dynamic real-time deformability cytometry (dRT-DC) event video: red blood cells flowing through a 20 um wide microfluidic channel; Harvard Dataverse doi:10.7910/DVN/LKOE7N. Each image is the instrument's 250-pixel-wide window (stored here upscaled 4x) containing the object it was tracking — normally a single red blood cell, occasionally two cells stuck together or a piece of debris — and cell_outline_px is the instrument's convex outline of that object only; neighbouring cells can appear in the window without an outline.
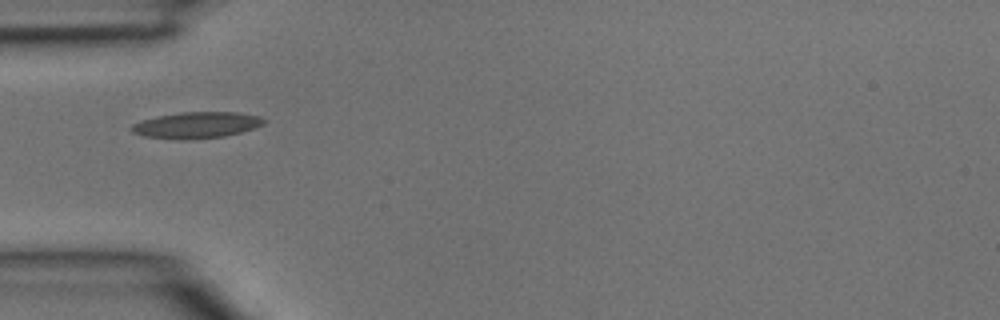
{"species": "common noctule bat (a hibernating species)", "species_latin": "Nyctalus noctula", "temperature_condition": "room temperature", "stored_images_in_passage": 2, "camera_frame_rate_fps": 3000, "um_per_image_px": 0.085, "animal": {"sex": "male", "body_mass_g": 15.6}, "frame": {"image": 1, "passage_image": 1, "time_ms": 0.0, "image_size_px": [1000, 320], "cell_outline_px": [[268, 120], [264, 124], [240, 132], [224, 136], [188, 140], [180, 140], [144, 136], [132, 132], [128, 128], [132, 124], [140, 120], [180, 112], [240, 112], [260, 116]], "centroid_in_image_um": [16.69, 10.63], "position_along_channel_um": 68.3, "area_um2": 20.4}}
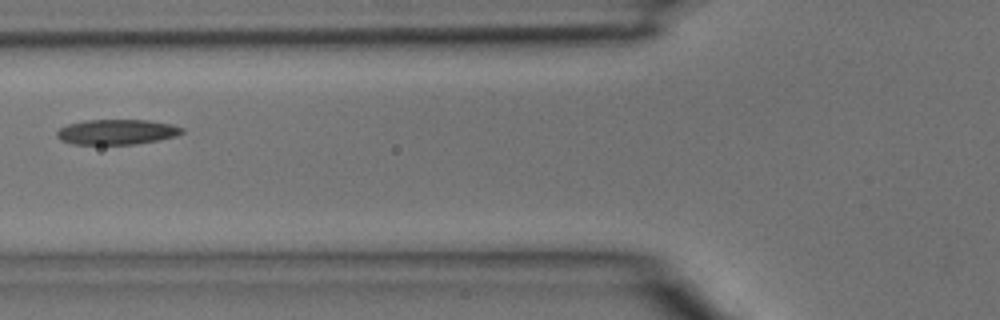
{"frame": {"image": 2, "passage_image": 2, "time_ms": 0.333, "image_size_px": [1000, 320], "cell_outline_px": [[184, 132], [176, 136], [160, 140], [136, 144], [72, 144], [60, 140], [56, 136], [56, 132], [60, 128], [68, 124], [84, 120], [148, 120], [172, 124], [184, 128]], "centroid_in_image_um": [9.94, 11.21], "position_along_channel_um": 115.9, "area_um2": 18.5}}